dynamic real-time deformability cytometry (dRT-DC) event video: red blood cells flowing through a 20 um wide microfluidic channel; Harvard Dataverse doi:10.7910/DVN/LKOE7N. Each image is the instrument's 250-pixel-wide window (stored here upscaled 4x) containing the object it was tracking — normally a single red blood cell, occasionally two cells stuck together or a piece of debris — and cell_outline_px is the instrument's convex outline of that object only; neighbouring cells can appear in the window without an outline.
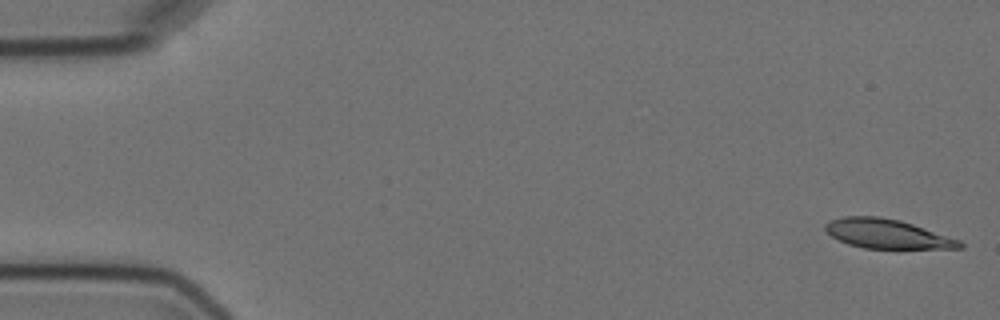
{"species": "Egyptian fruit bat (a non-hibernating species)", "species_latin": "Rousettus aegyptiacus", "temperature_condition": "cold", "stored_images_in_passage": 5, "camera_frame_rate_fps": 3000, "um_per_image_px": 0.085, "animal": {"sex": "female"}, "frame": {"image": 1, "passage_image": 1, "time_ms": 0.0, "image_size_px": [1000, 320], "cell_outline_px": [[964, 248], [896, 252], [864, 248], [848, 244], [832, 236], [824, 228], [824, 224], [828, 220], [844, 216], [880, 216], [900, 220], [960, 240], [964, 244]], "centroid_in_image_um": [75.48, 19.94], "position_along_channel_um": 9.5, "area_um2": 24.22}}
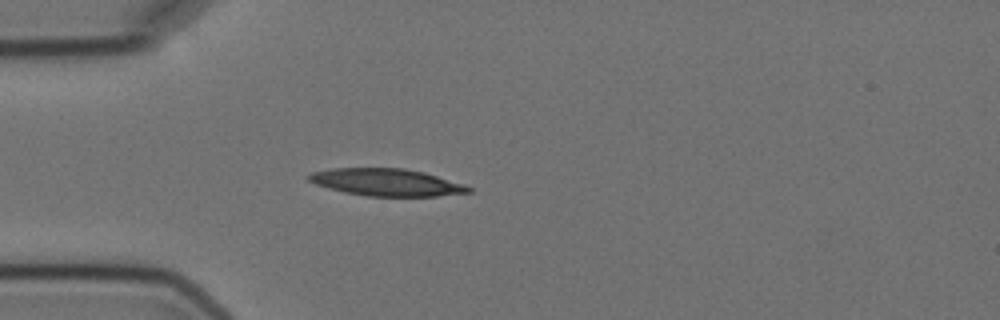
{"frame": {"image": 2, "passage_image": 5, "time_ms": 4.667, "image_size_px": [1000, 320], "cell_outline_px": [[472, 192], [436, 196], [368, 196], [344, 192], [316, 184], [308, 180], [304, 176], [312, 172], [332, 168], [404, 168], [424, 172], [464, 184], [472, 188]], "centroid_in_image_um": [32.84, 15.49], "position_along_channel_um": 52.2, "area_um2": 25.32}}